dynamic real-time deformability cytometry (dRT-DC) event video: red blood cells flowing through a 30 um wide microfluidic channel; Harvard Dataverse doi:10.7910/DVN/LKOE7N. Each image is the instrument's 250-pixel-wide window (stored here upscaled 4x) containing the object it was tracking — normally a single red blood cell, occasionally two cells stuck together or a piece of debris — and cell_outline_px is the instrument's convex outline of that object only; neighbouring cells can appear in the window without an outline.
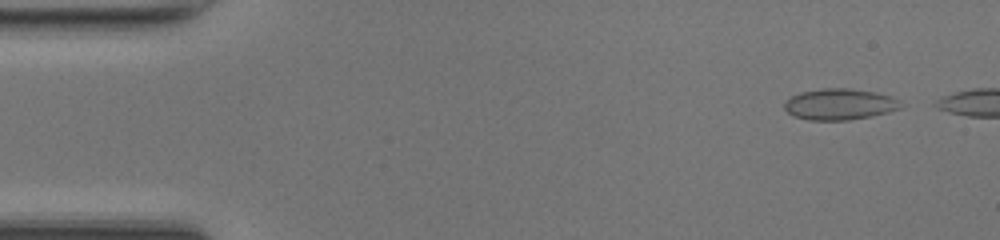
{"species": "common noctule bat (a hibernating species)", "species_latin": "Nyctalus noctula", "temperature_condition": "room temperature", "stored_images_in_passage": 8, "camera_frame_rate_fps": 3000, "um_per_image_px": 0.085, "animal": {"sex": "female", "body_mass_g": 17.0, "forearm_length_mm": 48.0}, "frame": {"image": 1, "passage_image": 4, "time_ms": 1.0, "image_size_px": [1000, 240], "cell_outline_px": [[904, 108], [872, 116], [848, 120], [808, 120], [792, 116], [784, 108], [784, 100], [800, 92], [820, 88], [848, 88], [876, 92], [892, 96], [900, 100], [904, 104]], "centroid_in_image_um": [71.4, 8.86], "position_along_channel_um": 13.6, "area_um2": 21.56}}